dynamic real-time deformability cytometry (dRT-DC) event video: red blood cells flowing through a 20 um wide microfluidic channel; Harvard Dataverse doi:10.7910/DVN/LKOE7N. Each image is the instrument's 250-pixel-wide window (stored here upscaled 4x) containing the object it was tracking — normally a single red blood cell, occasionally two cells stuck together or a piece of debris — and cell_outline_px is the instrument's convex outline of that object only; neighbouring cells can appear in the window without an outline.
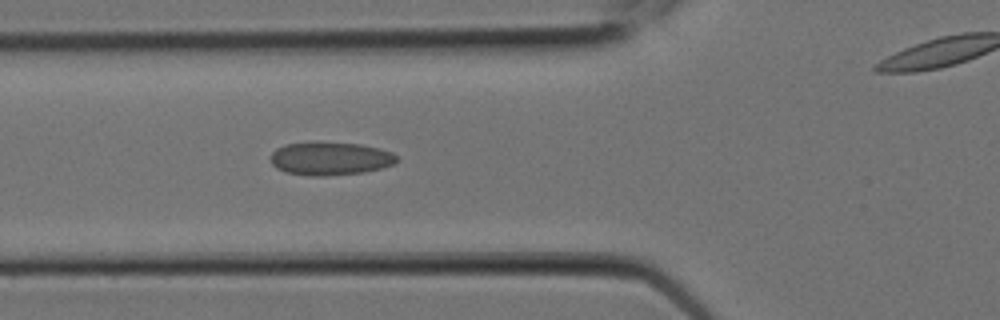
{"species": "Egyptian fruit bat (a non-hibernating species)", "species_latin": "Rousettus aegyptiacus", "temperature_condition": "room temperature", "stored_images_in_passage": 5, "segment_of_instrument_passage": [1, 2], "camera_frame_rate_fps": 3000, "um_per_image_px": 0.085, "animal": {"sex": "female"}, "frame": {"image": 1, "passage_image": 4, "time_ms": 1.0, "image_size_px": [1000, 320], "cell_outline_px": [[396, 164], [364, 172], [324, 176], [312, 176], [288, 172], [276, 168], [272, 164], [272, 152], [276, 148], [284, 144], [360, 144], [380, 148], [392, 152], [396, 156]], "centroid_in_image_um": [28.1, 13.5], "position_along_channel_um": 97.7, "area_um2": 23.7}}